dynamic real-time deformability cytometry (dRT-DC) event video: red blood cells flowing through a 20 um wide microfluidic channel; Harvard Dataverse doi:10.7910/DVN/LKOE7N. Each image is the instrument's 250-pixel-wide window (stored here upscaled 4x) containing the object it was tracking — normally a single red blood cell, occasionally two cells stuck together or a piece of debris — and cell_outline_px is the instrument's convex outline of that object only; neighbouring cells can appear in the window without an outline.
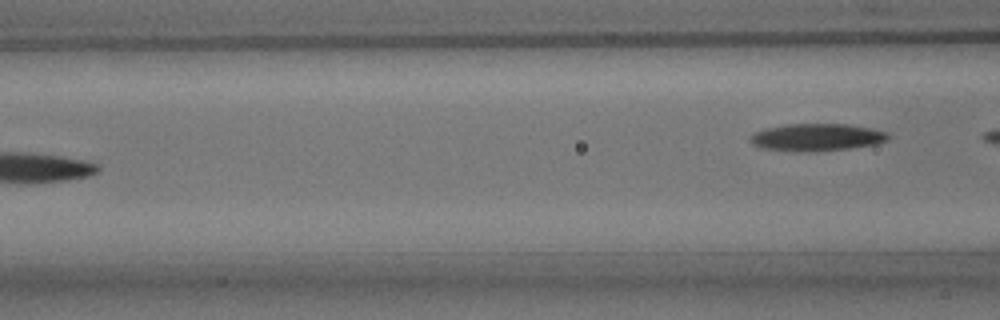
{"species": "common noctule bat (a hibernating species)", "species_latin": "Nyctalus noctula", "temperature_condition": "room temperature", "stored_images_in_passage": 6, "camera_frame_rate_fps": 3000, "um_per_image_px": 0.085, "animal": {"sex": "male", "body_mass_g": 15.6}, "frame": {"image": 1, "passage_image": 6, "time_ms": 6.0, "image_size_px": [1000, 320], "cell_outline_px": [[888, 140], [876, 144], [848, 148], [800, 152], [764, 148], [752, 144], [748, 136], [764, 128], [788, 124], [848, 124], [872, 128], [888, 132]], "centroid_in_image_um": [69.42, 11.65], "position_along_channel_um": 97.2, "area_um2": 21.85}}